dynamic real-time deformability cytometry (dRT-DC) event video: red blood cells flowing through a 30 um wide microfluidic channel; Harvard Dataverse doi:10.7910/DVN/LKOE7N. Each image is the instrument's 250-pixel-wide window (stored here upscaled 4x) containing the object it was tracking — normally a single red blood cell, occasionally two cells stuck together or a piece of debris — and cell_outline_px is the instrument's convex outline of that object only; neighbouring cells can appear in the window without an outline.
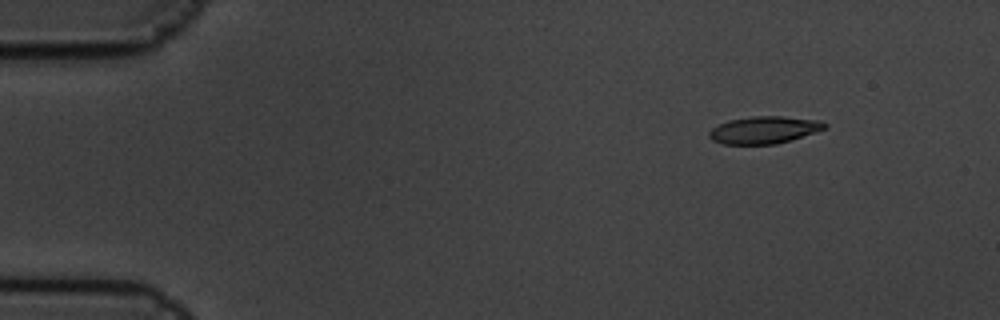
{"species": "common noctule bat (a hibernating species)", "species_latin": "Nyctalus noctula", "temperature_condition": "cold", "stored_images_in_passage": 11, "camera_frame_rate_fps": 3000, "um_per_image_px": 0.085, "animal": {"sex": "male", "body_mass_g": 19.5, "forearm_length_mm": 54.6}, "frame": {"image": 1, "passage_image": 1, "time_ms": 0.0, "image_size_px": [1000, 320], "cell_outline_px": [[828, 124], [824, 128], [776, 144], [724, 144], [712, 140], [708, 136], [708, 132], [712, 128], [728, 120], [752, 116], [784, 116], [820, 120]], "centroid_in_image_um": [64.89, 11.03], "position_along_channel_um": 20.1, "area_um2": 18.09}}
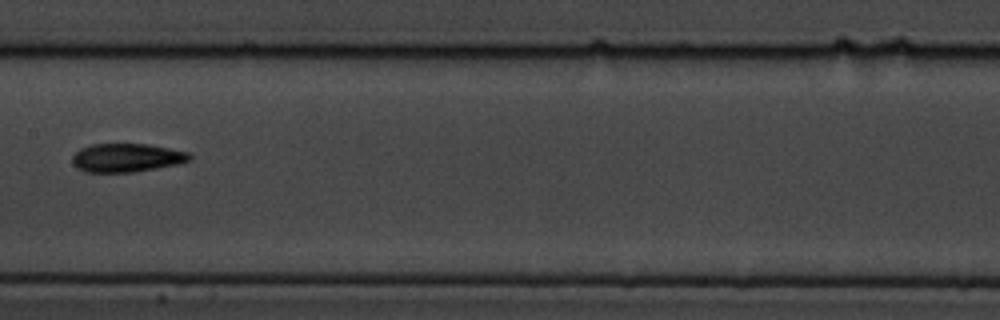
{"frame": {"image": 2, "passage_image": 7, "time_ms": 2.0, "image_size_px": [1000, 320], "cell_outline_px": [[192, 160], [176, 164], [156, 168], [132, 172], [84, 172], [76, 168], [72, 164], [72, 156], [80, 148], [92, 144], [148, 144], [188, 152], [192, 156]], "centroid_in_image_um": [10.73, 13.41], "position_along_channel_um": 196.7, "area_um2": 19.54}}
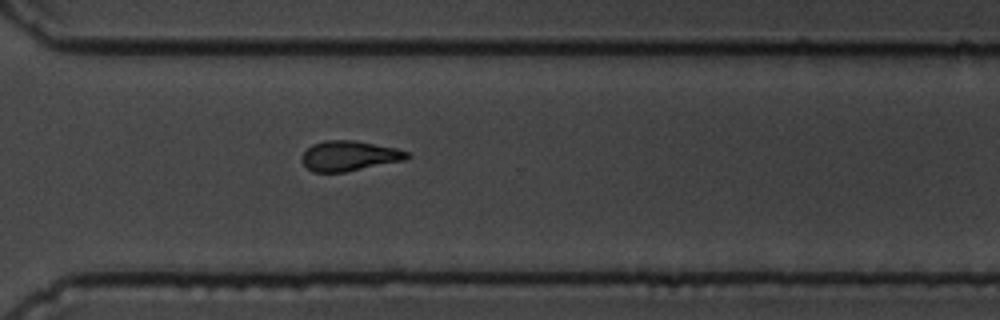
{"frame": {"image": 3, "passage_image": 11, "time_ms": 3.333, "image_size_px": [1000, 320], "cell_outline_px": [[412, 156], [408, 160], [344, 172], [312, 172], [300, 160], [304, 152], [312, 144], [324, 140], [356, 140], [396, 148], [408, 152]], "centroid_in_image_um": [29.72, 13.25], "position_along_channel_um": 340.9, "area_um2": 18.67}}